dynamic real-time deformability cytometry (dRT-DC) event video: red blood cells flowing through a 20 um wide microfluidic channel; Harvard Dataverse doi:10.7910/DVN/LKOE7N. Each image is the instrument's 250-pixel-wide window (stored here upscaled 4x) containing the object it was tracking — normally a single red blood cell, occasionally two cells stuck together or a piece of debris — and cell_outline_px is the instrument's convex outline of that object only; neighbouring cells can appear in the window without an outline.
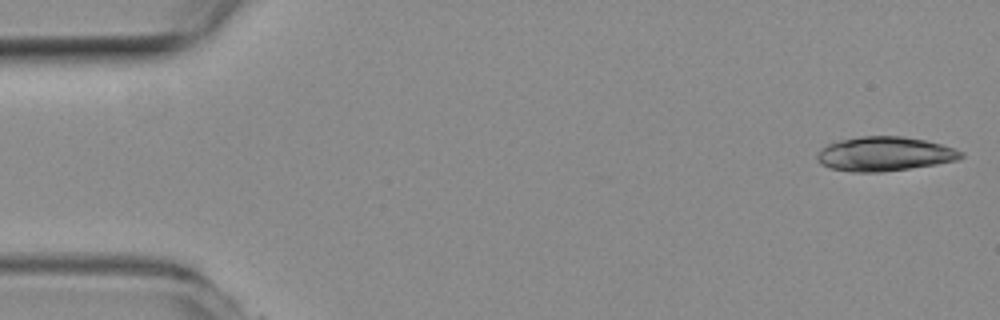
{"species": "common noctule bat (a hibernating species)", "species_latin": "Nyctalus noctula", "temperature_condition": "room temperature", "stored_images_in_passage": 8, "camera_frame_rate_fps": 3000, "um_per_image_px": 0.085, "animal": {"sex": "female", "body_mass_g": 19.3, "forearm_length_mm": 54.1}, "frame": {"image": 1, "passage_image": 1, "time_ms": 0.0, "image_size_px": [1000, 320], "cell_outline_px": [[964, 156], [956, 160], [936, 164], [880, 172], [852, 172], [828, 168], [820, 164], [816, 160], [816, 156], [820, 148], [828, 144], [840, 140], [860, 136], [904, 136], [924, 140], [940, 144], [964, 152]], "centroid_in_image_um": [75.13, 13.08], "position_along_channel_um": 9.9, "area_um2": 28.73}}